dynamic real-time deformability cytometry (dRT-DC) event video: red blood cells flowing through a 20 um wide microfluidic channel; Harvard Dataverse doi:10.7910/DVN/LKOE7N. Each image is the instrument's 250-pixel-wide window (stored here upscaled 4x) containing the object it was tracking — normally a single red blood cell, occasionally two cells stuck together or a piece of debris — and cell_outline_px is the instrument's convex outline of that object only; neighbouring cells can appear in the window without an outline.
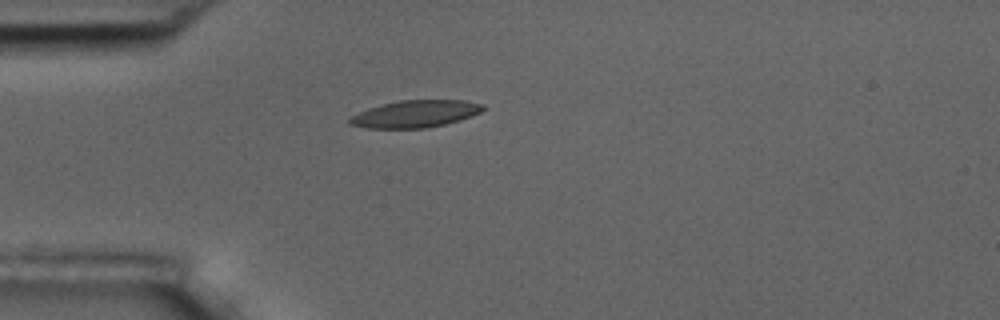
{"species": "common noctule bat (a hibernating species)", "species_latin": "Nyctalus noctula", "temperature_condition": "room temperature", "stored_images_in_passage": 1, "camera_frame_rate_fps": 3000, "um_per_image_px": 0.085, "animal": {"sex": "male", "body_mass_g": 17.5, "forearm_length_mm": 52.3}, "frame": {"image": 1, "passage_image": 1, "time_ms": 0.0, "image_size_px": [1000, 320], "cell_outline_px": [[484, 108], [480, 112], [472, 116], [460, 120], [444, 124], [424, 128], [368, 128], [348, 124], [348, 120], [352, 116], [368, 108], [400, 100], [464, 100], [484, 104]], "centroid_in_image_um": [35.32, 9.68], "position_along_channel_um": 49.7, "area_um2": 20.92}}